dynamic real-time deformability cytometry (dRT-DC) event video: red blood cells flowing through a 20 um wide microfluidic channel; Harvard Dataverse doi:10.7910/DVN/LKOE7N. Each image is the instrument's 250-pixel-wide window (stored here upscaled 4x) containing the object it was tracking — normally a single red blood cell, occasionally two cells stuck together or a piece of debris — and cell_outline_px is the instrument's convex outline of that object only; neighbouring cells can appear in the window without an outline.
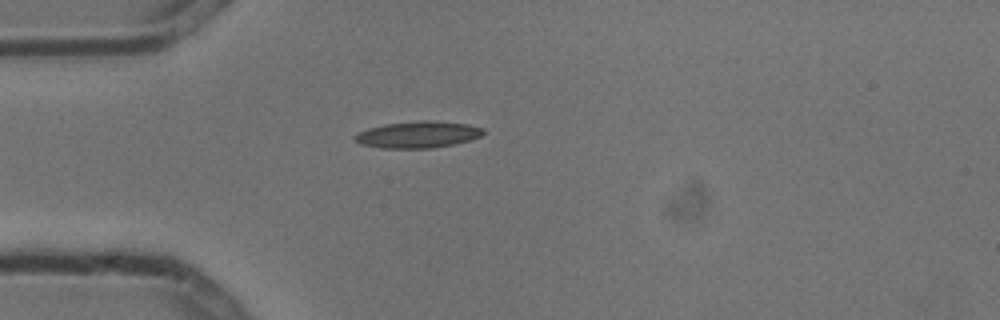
{"species": "common noctule bat (a hibernating species)", "species_latin": "Nyctalus noctula", "temperature_condition": "cold", "stored_images_in_passage": 1, "camera_frame_rate_fps": 3000, "um_per_image_px": 0.085, "animal": {"sex": "male", "body_mass_g": 13.3}, "frame": {"image": 1, "passage_image": 1, "time_ms": 0.0, "image_size_px": [1000, 320], "cell_outline_px": [[484, 132], [480, 136], [468, 140], [452, 144], [432, 148], [380, 148], [360, 144], [352, 136], [368, 128], [384, 124], [420, 120], [432, 120], [468, 124], [484, 128]], "centroid_in_image_um": [35.5, 11.43], "position_along_channel_um": 49.5, "area_um2": 19.88}}